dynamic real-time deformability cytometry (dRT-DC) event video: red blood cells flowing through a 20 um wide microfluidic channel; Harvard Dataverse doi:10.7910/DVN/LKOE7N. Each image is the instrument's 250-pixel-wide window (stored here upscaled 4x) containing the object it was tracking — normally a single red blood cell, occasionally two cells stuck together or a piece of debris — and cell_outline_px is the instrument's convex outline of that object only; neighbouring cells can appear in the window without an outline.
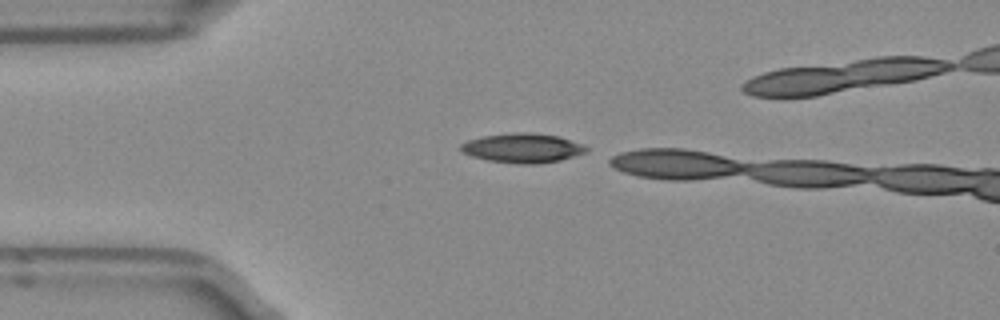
{"species": "Egyptian fruit bat (a non-hibernating species)", "species_latin": "Rousettus aegyptiacus", "temperature_condition": "room temperature", "stored_images_in_passage": 3, "camera_frame_rate_fps": 3000, "um_per_image_px": 0.085, "frame": {"image": 1, "passage_image": 1, "time_ms": 0.0, "image_size_px": [1000, 320], "cell_outline_px": [[588, 152], [560, 160], [536, 164], [520, 164], [488, 160], [472, 156], [464, 152], [460, 148], [460, 144], [468, 140], [484, 136], [520, 132], [524, 132], [556, 136], [580, 144], [588, 148]], "centroid_in_image_um": [44.41, 12.59], "position_along_channel_um": 40.6, "area_um2": 21.04}}